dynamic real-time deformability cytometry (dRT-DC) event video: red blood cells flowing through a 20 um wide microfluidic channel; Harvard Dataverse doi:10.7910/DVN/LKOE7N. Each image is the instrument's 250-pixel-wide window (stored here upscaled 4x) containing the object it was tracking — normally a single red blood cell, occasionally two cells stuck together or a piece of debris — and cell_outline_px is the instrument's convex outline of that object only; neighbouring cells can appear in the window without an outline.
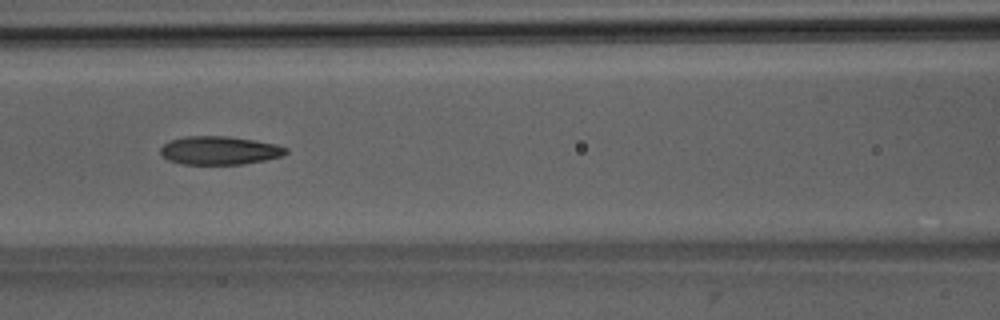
{"species": "Egyptian fruit bat (a non-hibernating species)", "species_latin": "Rousettus aegyptiacus", "temperature_condition": "room temperature", "stored_images_in_passage": 50, "camera_frame_rate_fps": 3000, "um_per_image_px": 0.085, "animal": {"sex": "male"}, "frame": {"image": 1, "passage_image": 22, "time_ms": 7.0, "image_size_px": [1000, 320], "cell_outline_px": [[288, 152], [284, 156], [244, 164], [184, 164], [168, 160], [160, 156], [160, 148], [168, 140], [184, 136], [228, 136], [256, 140], [276, 144], [288, 148]], "centroid_in_image_um": [18.65, 12.78], "position_along_channel_um": 148.0, "area_um2": 21.04}}
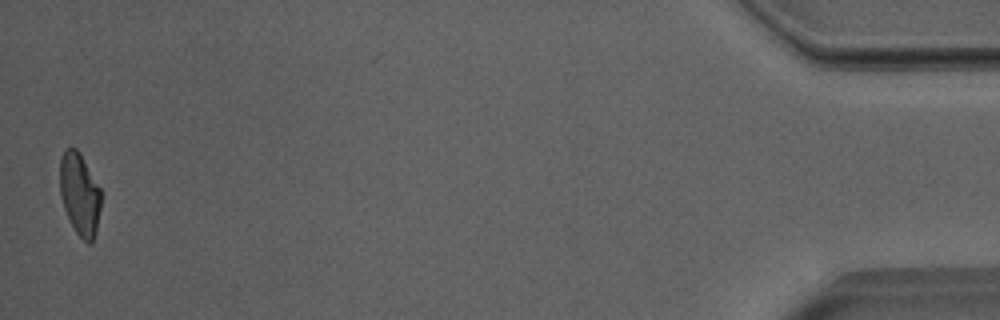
{"frame": {"image": 2, "passage_image": 50, "time_ms": 16.333, "image_size_px": [1000, 320], "cell_outline_px": [[100, 208], [96, 232], [92, 244], [88, 244], [76, 232], [64, 208], [60, 196], [60, 156], [64, 148], [76, 148], [80, 152], [100, 188]], "centroid_in_image_um": [6.76, 16.48], "position_along_channel_um": 428.4, "area_um2": 19.71}, "authors_computed_cell_mechanics": {"area_um2": 21.097, "velocity_mm_per_s": 4.0057, "shape_relaxation_time_tau1_ms": 6.3868, "shape_relaxation_time_tau2_ms": 1.7454, "deformation_change_tau1": 0.1978, "deformation_change_tau2": 0.0975}}